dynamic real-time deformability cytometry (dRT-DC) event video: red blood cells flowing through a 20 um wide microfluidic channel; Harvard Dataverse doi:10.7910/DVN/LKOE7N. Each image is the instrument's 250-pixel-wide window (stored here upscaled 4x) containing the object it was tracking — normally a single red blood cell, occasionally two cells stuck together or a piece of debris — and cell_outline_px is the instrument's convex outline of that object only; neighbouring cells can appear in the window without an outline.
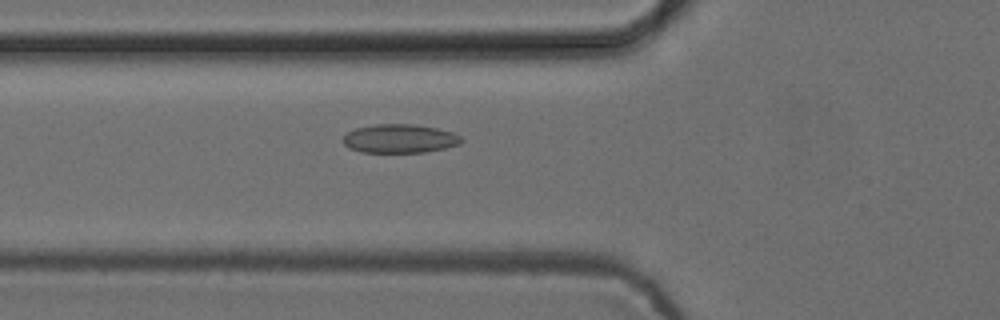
{"species": "common noctule bat (a hibernating species)", "species_latin": "Nyctalus noctula", "temperature_condition": "cold", "stored_images_in_passage": 54, "camera_frame_rate_fps": 3000, "um_per_image_px": 0.085, "animal": {"sex": "female", "body_mass_g": 24.6, "forearm_length_mm": 56.2}, "frame": {"image": 1, "passage_image": 20, "time_ms": 6.333, "image_size_px": [1000, 320], "cell_outline_px": [[464, 140], [460, 144], [444, 148], [424, 152], [360, 152], [348, 148], [340, 140], [348, 132], [356, 128], [376, 124], [412, 124], [436, 128], [452, 132], [460, 136]], "centroid_in_image_um": [33.95, 11.78], "position_along_channel_um": 91.9, "area_um2": 19.83}}
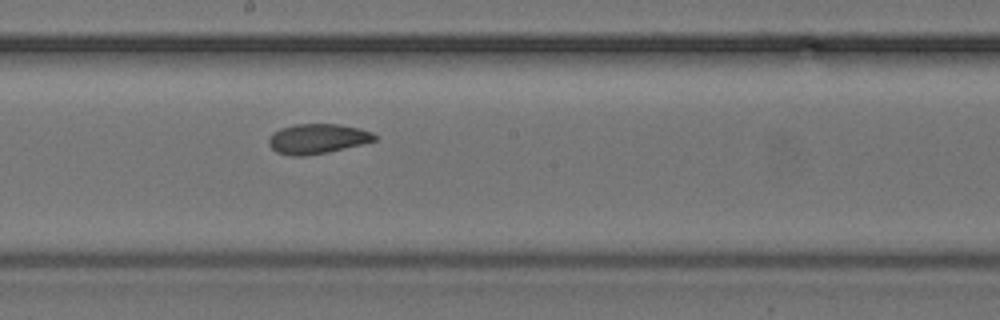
{"frame": {"image": 2, "passage_image": 30, "time_ms": 9.667, "image_size_px": [1000, 320], "cell_outline_px": [[376, 140], [328, 152], [304, 156], [288, 156], [276, 152], [268, 144], [268, 140], [272, 132], [280, 128], [296, 124], [340, 124], [360, 128], [372, 132], [376, 136]], "centroid_in_image_um": [26.94, 11.79], "position_along_channel_um": 221.3, "area_um2": 18.5}}
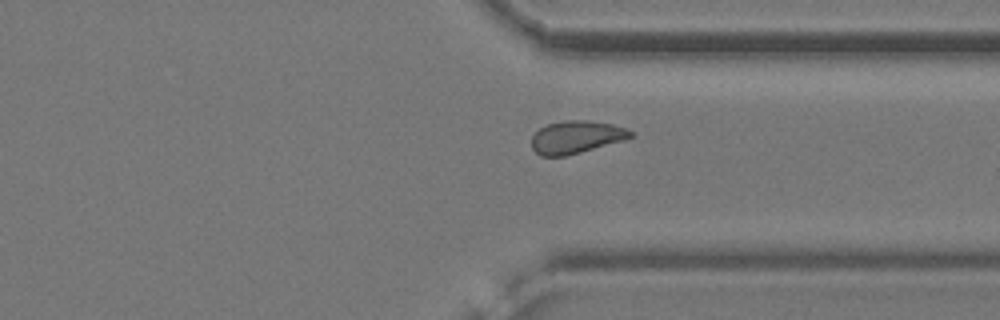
{"frame": {"image": 3, "passage_image": 41, "time_ms": 13.333, "image_size_px": [1000, 320], "cell_outline_px": [[636, 136], [624, 140], [580, 152], [564, 156], [540, 156], [532, 148], [532, 136], [540, 128], [548, 124], [564, 120], [588, 120], [612, 124], [636, 132]], "centroid_in_image_um": [49.01, 11.64], "position_along_channel_um": 362.4, "area_um2": 18.84}, "authors_computed_cell_mechanics": {"area_um2": 19.2185, "velocity_mm_per_s": 3.8659, "shape_relaxation_time_tau1_ms": null, "shape_relaxation_time_tau2_ms": 3.8879, "deformation_change_tau1": null, "deformation_change_tau2": 0.0825}}